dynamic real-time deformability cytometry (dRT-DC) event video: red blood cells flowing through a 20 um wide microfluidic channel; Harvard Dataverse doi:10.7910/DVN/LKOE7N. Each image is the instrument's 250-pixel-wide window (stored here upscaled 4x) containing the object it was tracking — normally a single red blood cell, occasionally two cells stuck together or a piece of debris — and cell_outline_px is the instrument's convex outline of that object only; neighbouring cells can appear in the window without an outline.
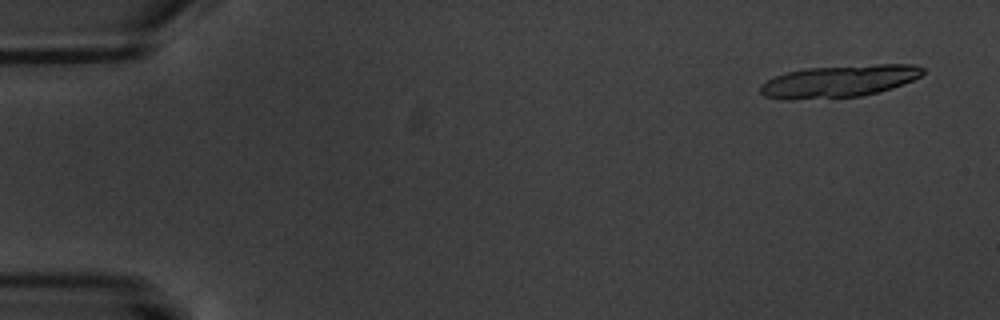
{"species": "common noctule bat (a hibernating species)", "species_latin": "Nyctalus noctula", "temperature_condition": "warm", "stored_images_in_passage": 17, "segment_of_instrument_passage": [1, 2], "camera_frame_rate_fps": 3000, "um_per_image_px": 0.085, "animal": {"sex": "male", "body_mass_g": 20.1, "forearm_length_mm": 53.5}, "frame": {"image": 1, "passage_image": 1, "time_ms": 0.0, "image_size_px": [1000, 320], "cell_outline_px": [[924, 72], [920, 76], [912, 80], [892, 88], [860, 96], [792, 100], [780, 100], [764, 96], [760, 92], [760, 84], [776, 76], [788, 72], [808, 68], [876, 64], [916, 64], [924, 68]], "centroid_in_image_um": [71.3, 6.91], "position_along_channel_um": 13.7, "area_um2": 30.4}}